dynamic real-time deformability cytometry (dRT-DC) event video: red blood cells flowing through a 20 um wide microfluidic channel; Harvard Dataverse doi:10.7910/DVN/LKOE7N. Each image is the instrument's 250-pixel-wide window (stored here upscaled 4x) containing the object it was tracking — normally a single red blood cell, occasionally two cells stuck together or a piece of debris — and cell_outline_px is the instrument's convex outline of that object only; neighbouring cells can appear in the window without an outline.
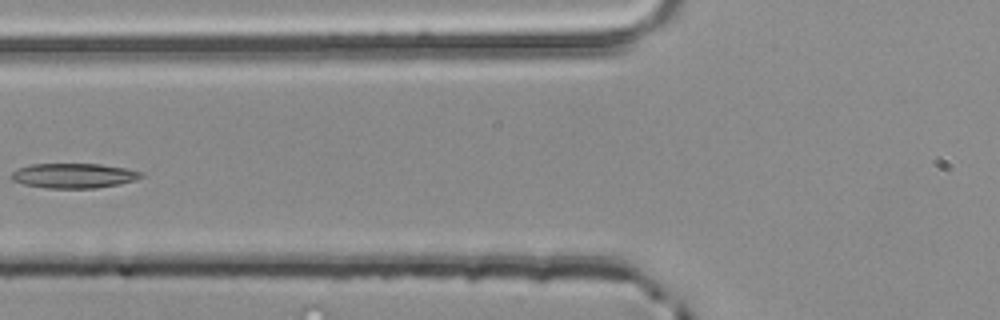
{"species": "common noctule bat (a hibernating species)", "species_latin": "Nyctalus noctula", "temperature_condition": "room temperature", "stored_images_in_passage": 3, "camera_frame_rate_fps": 3000, "um_per_image_px": 0.085, "animal": {"sex": "male", "body_mass_g": 20.4}, "frame": {"image": 1, "passage_image": 3, "time_ms": 0.667, "image_size_px": [1000, 320], "cell_outline_px": [[144, 176], [136, 180], [120, 184], [96, 188], [44, 188], [24, 184], [12, 180], [12, 172], [16, 168], [32, 164], [100, 164], [128, 168], [144, 172]], "centroid_in_image_um": [6.31, 14.93], "position_along_channel_um": 119.5, "area_um2": 18.96}}